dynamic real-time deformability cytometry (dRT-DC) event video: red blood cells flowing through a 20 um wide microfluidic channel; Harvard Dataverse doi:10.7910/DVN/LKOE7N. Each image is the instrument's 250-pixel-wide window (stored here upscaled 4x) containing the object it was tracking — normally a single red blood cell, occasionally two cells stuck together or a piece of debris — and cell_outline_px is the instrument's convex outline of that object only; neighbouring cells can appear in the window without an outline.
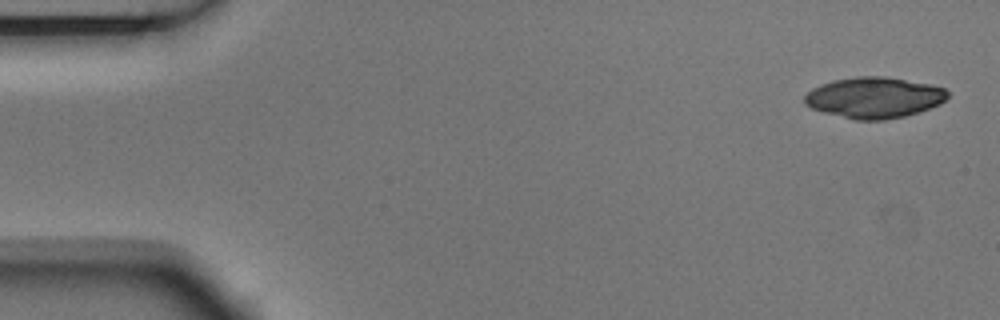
{"species": "Egyptian fruit bat (a non-hibernating species)", "species_latin": "Rousettus aegyptiacus", "temperature_condition": "room temperature", "stored_images_in_passage": 4, "camera_frame_rate_fps": 3000, "um_per_image_px": 0.085, "animal": {"sex": "male"}, "frame": {"image": 1, "passage_image": 1, "time_ms": 0.0, "image_size_px": [1000, 320], "cell_outline_px": [[948, 96], [940, 104], [904, 116], [884, 120], [852, 120], [824, 112], [812, 108], [804, 104], [804, 96], [812, 88], [820, 84], [832, 80], [856, 76], [884, 76], [928, 84], [944, 88], [948, 92]], "centroid_in_image_um": [74.25, 8.29], "position_along_channel_um": 10.7, "area_um2": 34.04}}